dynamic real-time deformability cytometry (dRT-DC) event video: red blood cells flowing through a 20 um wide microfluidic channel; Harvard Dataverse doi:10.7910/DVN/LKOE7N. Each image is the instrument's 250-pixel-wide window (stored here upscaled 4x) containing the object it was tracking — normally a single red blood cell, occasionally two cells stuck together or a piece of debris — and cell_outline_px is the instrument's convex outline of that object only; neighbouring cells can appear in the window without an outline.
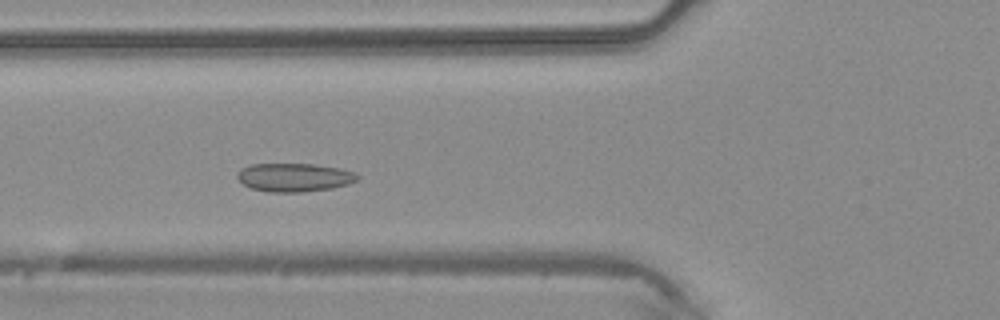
{"species": "common noctule bat (a hibernating species)", "species_latin": "Nyctalus noctula", "temperature_condition": "warm", "stored_images_in_passage": 38, "camera_frame_rate_fps": 3000, "um_per_image_px": 0.085, "animal": {"sex": "male", "body_mass_g": 20.4}, "frame": {"image": 1, "passage_image": 9, "time_ms": 2.667, "image_size_px": [1000, 320], "cell_outline_px": [[360, 176], [356, 180], [348, 184], [332, 188], [300, 192], [268, 192], [252, 188], [244, 184], [236, 176], [240, 168], [252, 164], [312, 164], [340, 168], [356, 172]], "centroid_in_image_um": [25.02, 15.07], "position_along_channel_um": 100.8, "area_um2": 19.88}}
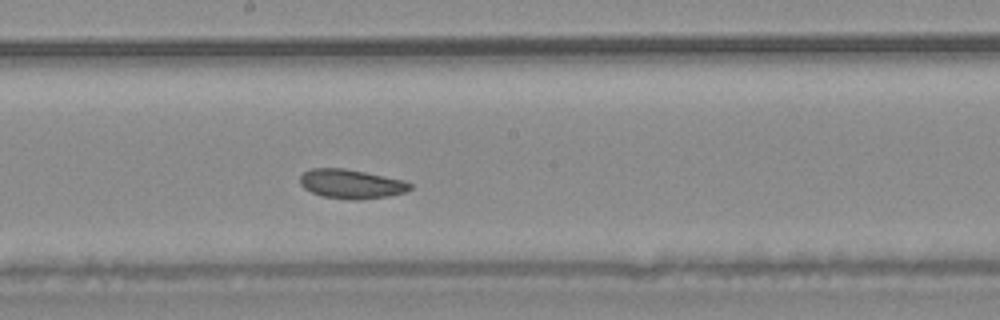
{"frame": {"image": 2, "passage_image": 17, "time_ms": 5.333, "image_size_px": [1000, 320], "cell_outline_px": [[412, 188], [404, 192], [388, 196], [360, 200], [352, 200], [324, 196], [312, 192], [304, 188], [300, 184], [300, 176], [304, 172], [312, 168], [344, 168], [404, 180], [412, 184]], "centroid_in_image_um": [29.86, 15.63], "position_along_channel_um": 218.3, "area_um2": 18.61}}
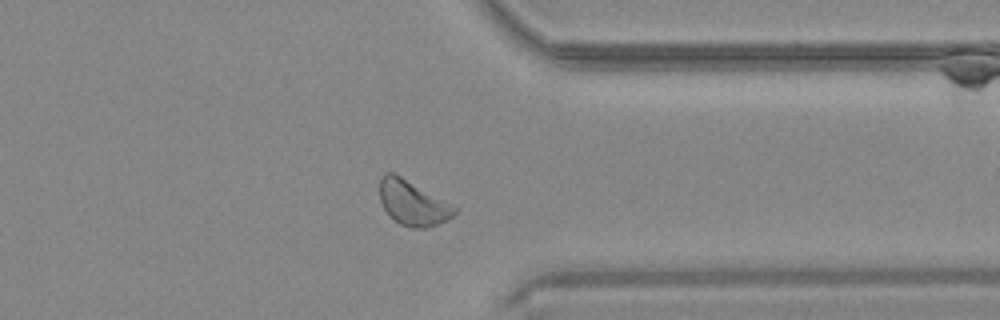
{"frame": {"image": 3, "passage_image": 28, "time_ms": 9.0, "image_size_px": [1000, 320], "cell_outline_px": [[460, 208], [452, 216], [428, 228], [412, 228], [400, 224], [384, 208], [380, 200], [380, 180], [384, 172], [392, 172], [400, 176]], "centroid_in_image_um": [35.09, 17.24], "position_along_channel_um": 376.3, "area_um2": 19.25}}